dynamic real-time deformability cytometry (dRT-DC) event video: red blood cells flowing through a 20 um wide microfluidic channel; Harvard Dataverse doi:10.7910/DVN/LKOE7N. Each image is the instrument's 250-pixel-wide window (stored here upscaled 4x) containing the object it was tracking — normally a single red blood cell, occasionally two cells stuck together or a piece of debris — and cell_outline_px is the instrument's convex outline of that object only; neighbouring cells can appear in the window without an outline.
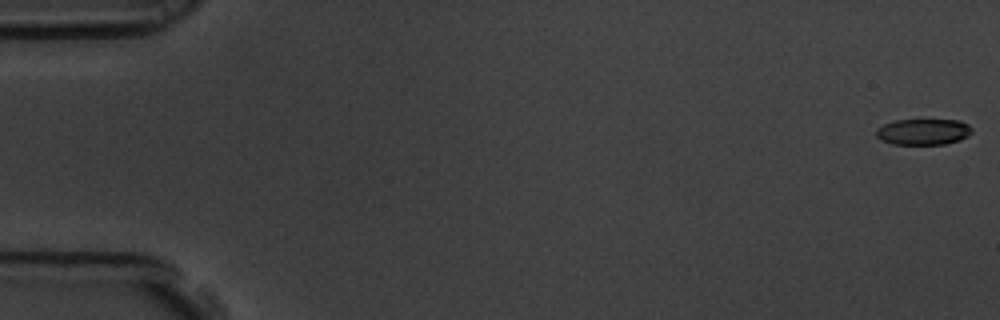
{"species": "common noctule bat (a hibernating species)", "species_latin": "Nyctalus noctula", "temperature_condition": "room temperature", "stored_images_in_passage": 6, "camera_frame_rate_fps": 3000, "um_per_image_px": 0.085, "animal": {"sex": "male", "body_mass_g": 19.5, "forearm_length_mm": 54.6}, "frame": {"image": 1, "passage_image": 1, "time_ms": 0.0, "image_size_px": [1000, 320], "cell_outline_px": [[972, 132], [968, 136], [960, 140], [944, 144], [892, 144], [880, 140], [876, 136], [876, 128], [884, 124], [896, 120], [960, 120], [968, 124], [972, 128]], "centroid_in_image_um": [78.48, 11.2], "position_along_channel_um": 6.5, "area_um2": 14.62}}
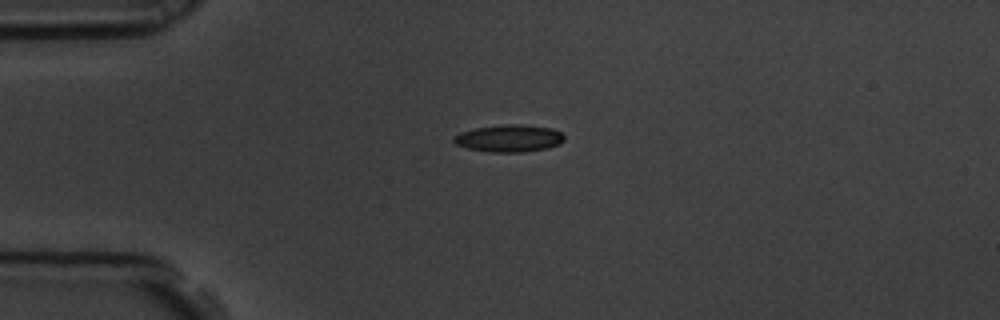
{"frame": {"image": 2, "passage_image": 5, "time_ms": 1.333, "image_size_px": [1000, 320], "cell_outline_px": [[564, 140], [560, 144], [548, 148], [520, 152], [488, 152], [468, 148], [456, 144], [452, 140], [452, 136], [460, 132], [476, 128], [508, 124], [520, 124], [552, 128], [560, 132], [564, 136]], "centroid_in_image_um": [43.27, 11.76], "position_along_channel_um": 41.7, "area_um2": 17.51}}